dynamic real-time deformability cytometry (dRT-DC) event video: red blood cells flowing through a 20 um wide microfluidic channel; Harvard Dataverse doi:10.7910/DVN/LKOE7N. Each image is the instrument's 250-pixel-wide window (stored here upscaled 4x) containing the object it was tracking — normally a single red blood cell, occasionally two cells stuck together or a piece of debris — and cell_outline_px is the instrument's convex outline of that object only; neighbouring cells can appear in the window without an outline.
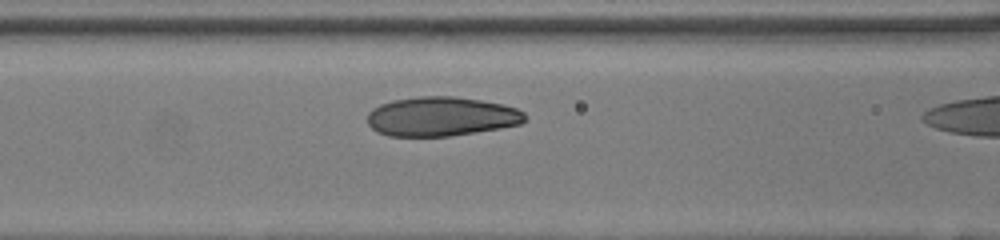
{"species": "human", "species_latin": "Homo sapiens", "temperature_condition": "room temperature", "stored_images_in_passage": 11, "camera_frame_rate_fps": 3000, "um_per_image_px": 0.085, "donor": {"sex": "female"}, "frame": {"image": 1, "passage_image": 10, "time_ms": 3.0, "image_size_px": [1000, 240], "cell_outline_px": [[524, 120], [520, 124], [500, 128], [448, 136], [388, 136], [376, 132], [368, 124], [368, 112], [372, 108], [380, 104], [392, 100], [420, 96], [452, 96], [480, 100], [504, 104], [516, 108], [524, 112]], "centroid_in_image_um": [37.47, 9.9], "position_along_channel_um": 129.1, "area_um2": 36.07}}